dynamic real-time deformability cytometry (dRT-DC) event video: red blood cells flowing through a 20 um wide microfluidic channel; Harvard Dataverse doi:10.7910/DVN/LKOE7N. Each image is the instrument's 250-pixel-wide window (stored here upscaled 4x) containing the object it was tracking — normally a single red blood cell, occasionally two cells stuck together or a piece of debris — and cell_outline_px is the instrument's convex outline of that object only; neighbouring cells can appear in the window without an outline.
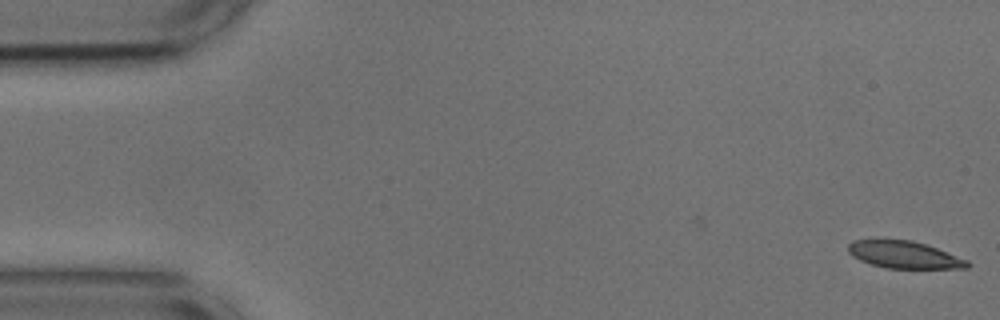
{"species": "common noctule bat (a hibernating species)", "species_latin": "Nyctalus noctula", "temperature_condition": "cold", "stored_images_in_passage": 3, "camera_frame_rate_fps": 3000, "um_per_image_px": 0.085, "animal": {"sex": "male", "body_mass_g": 17.9, "forearm_length_mm": 54.2}, "frame": {"image": 1, "passage_image": 3, "time_ms": 0.667, "image_size_px": [1000, 320], "cell_outline_px": [[972, 264], [968, 268], [888, 268], [872, 264], [860, 260], [852, 256], [848, 252], [848, 244], [852, 240], [912, 240], [936, 248], [968, 260]], "centroid_in_image_um": [76.86, 21.66], "position_along_channel_um": 8.1, "area_um2": 18.67}}